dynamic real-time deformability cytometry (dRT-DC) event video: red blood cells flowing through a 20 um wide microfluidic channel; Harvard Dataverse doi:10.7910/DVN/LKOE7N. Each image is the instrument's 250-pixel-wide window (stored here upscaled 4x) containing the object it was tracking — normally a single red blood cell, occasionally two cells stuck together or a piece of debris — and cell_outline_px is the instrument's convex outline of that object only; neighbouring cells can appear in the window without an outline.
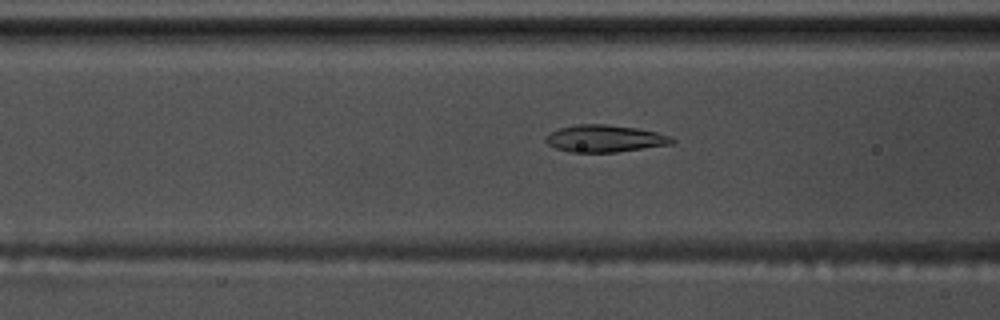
{"species": "common noctule bat (a hibernating species)", "species_latin": "Nyctalus noctula", "temperature_condition": "warm", "stored_images_in_passage": 45, "segment_of_instrument_passage": [1, 2], "camera_frame_rate_fps": 3000, "um_per_image_px": 0.085, "animal": {"sex": "male", "body_mass_g": 17.5, "forearm_length_mm": 52.3}, "frame": {"image": 1, "passage_image": 18, "time_ms": 5.667, "image_size_px": [1000, 320], "cell_outline_px": [[676, 140], [672, 144], [616, 152], [572, 152], [556, 148], [548, 144], [544, 140], [552, 132], [560, 128], [576, 124], [604, 124], [636, 128], [656, 132], [672, 136]], "centroid_in_image_um": [51.44, 11.77], "position_along_channel_um": 115.2, "area_um2": 19.77}}
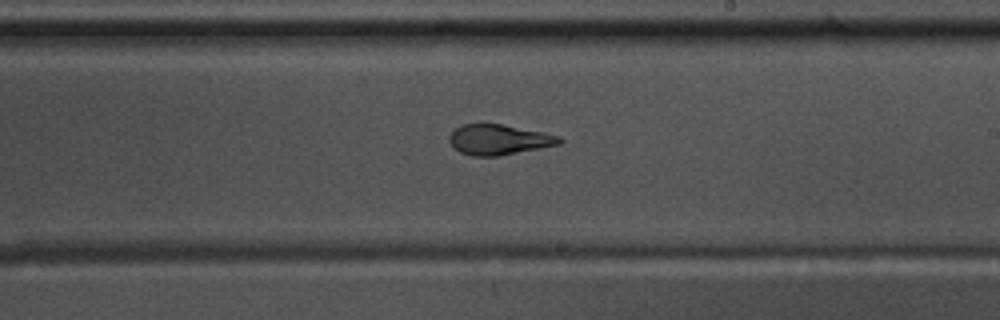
{"frame": {"image": 2, "passage_image": 29, "time_ms": 9.333, "image_size_px": [1000, 320], "cell_outline_px": [[564, 140], [560, 144], [496, 156], [472, 156], [460, 152], [448, 140], [448, 136], [460, 124], [500, 124], [544, 132], [560, 136]], "centroid_in_image_um": [42.4, 11.86], "position_along_channel_um": 246.6, "area_um2": 19.25}}
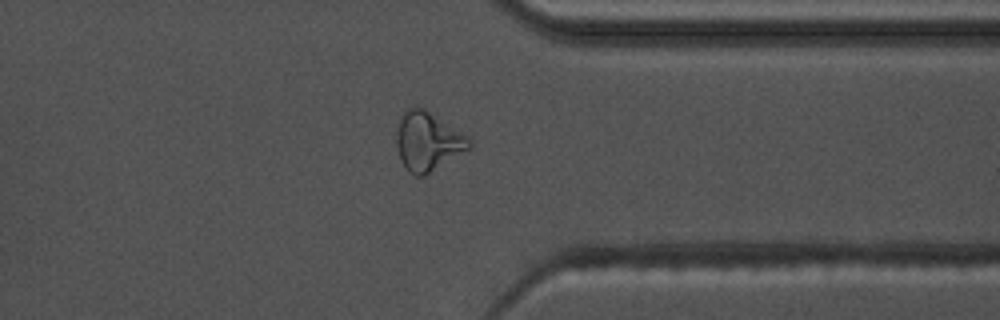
{"frame": {"image": 3, "passage_image": 40, "time_ms": 13.0, "image_size_px": [1000, 320], "cell_outline_px": [[472, 148], [424, 176], [416, 176], [408, 172], [400, 160], [396, 144], [396, 132], [400, 120], [404, 112], [408, 108], [416, 104], [424, 108], [468, 136], [472, 144]], "centroid_in_image_um": [36.36, 12.02], "position_along_channel_um": 375.0, "area_um2": 25.14}}